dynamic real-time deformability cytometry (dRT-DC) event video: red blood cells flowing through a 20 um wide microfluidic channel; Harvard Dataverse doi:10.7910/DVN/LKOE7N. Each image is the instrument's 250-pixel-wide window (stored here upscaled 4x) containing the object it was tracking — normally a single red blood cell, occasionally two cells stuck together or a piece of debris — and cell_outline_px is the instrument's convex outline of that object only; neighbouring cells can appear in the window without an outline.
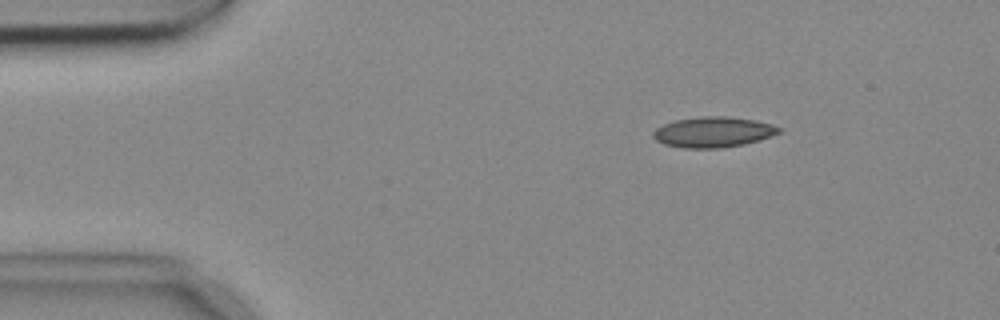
{"species": "common noctule bat (a hibernating species)", "species_latin": "Nyctalus noctula", "temperature_condition": "cold", "stored_images_in_passage": 3, "camera_frame_rate_fps": 3000, "um_per_image_px": 0.085, "animal": {"sex": "female", "body_mass_g": 18.4}, "frame": {"image": 1, "passage_image": 1, "time_ms": 0.0, "image_size_px": [1000, 320], "cell_outline_px": [[780, 132], [760, 140], [744, 144], [720, 148], [684, 148], [664, 144], [656, 140], [652, 136], [652, 132], [656, 128], [664, 124], [676, 120], [704, 116], [728, 116], [756, 120], [772, 124], [780, 128]], "centroid_in_image_um": [60.62, 11.22], "position_along_channel_um": 24.4, "area_um2": 22.31}}